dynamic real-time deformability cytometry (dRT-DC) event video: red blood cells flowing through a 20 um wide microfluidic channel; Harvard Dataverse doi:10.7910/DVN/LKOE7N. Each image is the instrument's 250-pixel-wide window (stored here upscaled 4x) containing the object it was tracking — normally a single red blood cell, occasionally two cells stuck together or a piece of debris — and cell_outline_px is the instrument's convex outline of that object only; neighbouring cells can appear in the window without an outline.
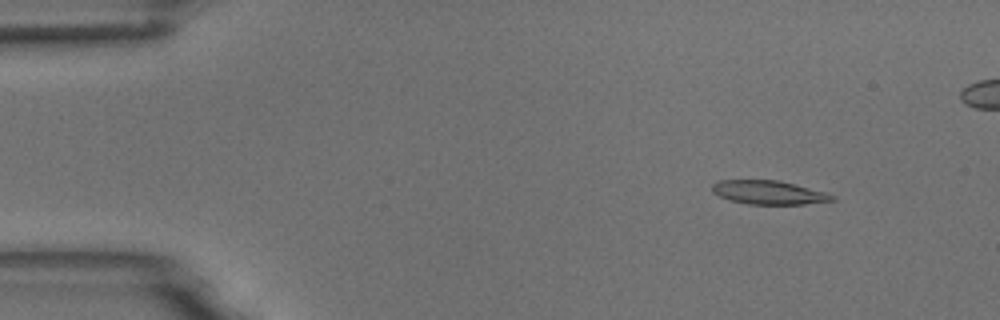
{"species": "common noctule bat (a hibernating species)", "species_latin": "Nyctalus noctula", "temperature_condition": "room temperature", "stored_images_in_passage": 6, "camera_frame_rate_fps": 3000, "um_per_image_px": 0.085, "animal": {"sex": "male", "body_mass_g": 18.8}, "frame": {"image": 1, "passage_image": 3, "time_ms": 0.667, "image_size_px": [1000, 320], "cell_outline_px": [[836, 200], [804, 204], [748, 204], [728, 200], [712, 192], [712, 184], [720, 180], [780, 180], [824, 192], [836, 196]], "centroid_in_image_um": [65.33, 16.36], "position_along_channel_um": 19.7, "area_um2": 16.59}}